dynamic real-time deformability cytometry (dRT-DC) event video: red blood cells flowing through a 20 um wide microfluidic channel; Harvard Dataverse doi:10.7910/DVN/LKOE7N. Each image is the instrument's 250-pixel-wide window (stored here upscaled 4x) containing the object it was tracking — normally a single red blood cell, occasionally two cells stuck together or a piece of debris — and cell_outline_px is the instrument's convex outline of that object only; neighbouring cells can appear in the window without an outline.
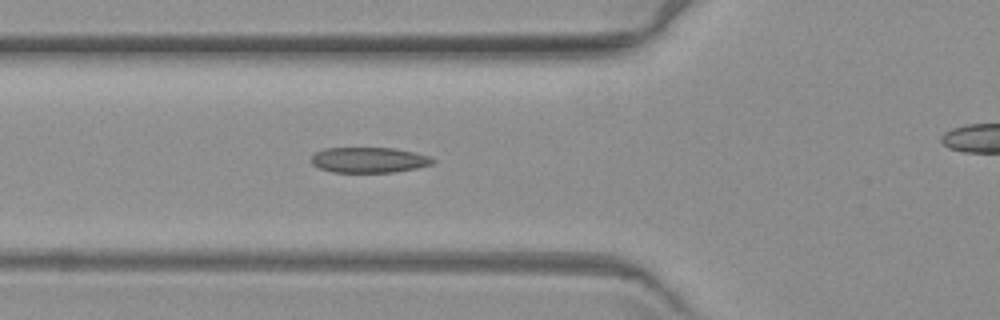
{"species": "common noctule bat (a hibernating species)", "species_latin": "Nyctalus noctula", "temperature_condition": "warm", "stored_images_in_passage": 6, "camera_frame_rate_fps": 3000, "um_per_image_px": 0.085, "animal": {"sex": "female", "body_mass_g": 19.3, "forearm_length_mm": 54.1}, "frame": {"image": 1, "passage_image": 6, "time_ms": 7.0, "image_size_px": [1000, 320], "cell_outline_px": [[436, 160], [432, 164], [416, 168], [392, 172], [332, 172], [320, 168], [312, 164], [312, 156], [316, 152], [324, 148], [396, 148], [432, 156]], "centroid_in_image_um": [31.39, 13.59], "position_along_channel_um": 94.4, "area_um2": 18.03}}